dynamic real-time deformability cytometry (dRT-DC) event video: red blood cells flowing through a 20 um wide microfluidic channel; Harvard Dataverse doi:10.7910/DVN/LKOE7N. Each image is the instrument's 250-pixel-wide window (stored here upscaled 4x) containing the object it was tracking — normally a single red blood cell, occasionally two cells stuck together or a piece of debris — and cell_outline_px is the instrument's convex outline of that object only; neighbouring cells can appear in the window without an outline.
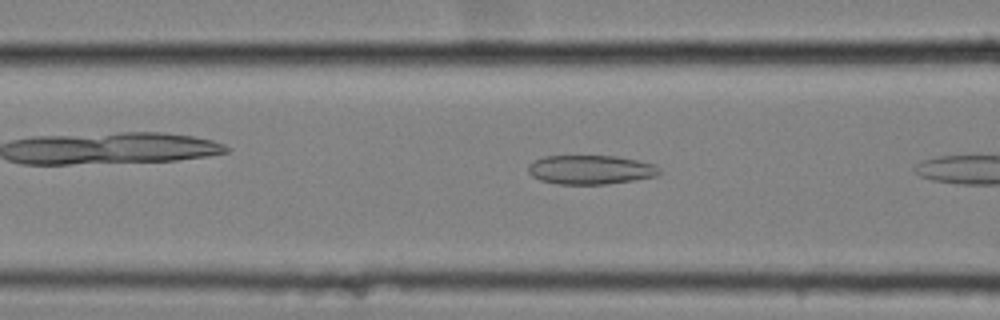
{"species": "common noctule bat (a hibernating species)", "species_latin": "Nyctalus noctula", "temperature_condition": "cold", "stored_images_in_passage": 6, "camera_frame_rate_fps": 3000, "um_per_image_px": 0.085, "animal": {"sex": "female", "body_mass_g": 25.1}, "frame": {"image": 1, "passage_image": 5, "time_ms": 1.333, "image_size_px": [1000, 320], "cell_outline_px": [[660, 172], [656, 176], [632, 180], [604, 184], [560, 184], [540, 180], [532, 176], [528, 172], [528, 164], [544, 156], [616, 156], [636, 160], [652, 164]], "centroid_in_image_um": [50.13, 14.42], "position_along_channel_um": 116.5, "area_um2": 21.91}}